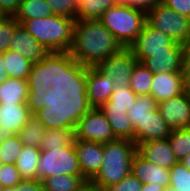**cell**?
Wrapping results in <instances>:
<instances>
[{
  "label": "cell",
  "mask_w": 190,
  "mask_h": 191,
  "mask_svg": "<svg viewBox=\"0 0 190 191\" xmlns=\"http://www.w3.org/2000/svg\"><path fill=\"white\" fill-rule=\"evenodd\" d=\"M32 115L56 118L74 101L76 69L69 52H49L34 62L27 78Z\"/></svg>",
  "instance_id": "obj_1"
},
{
  "label": "cell",
  "mask_w": 190,
  "mask_h": 191,
  "mask_svg": "<svg viewBox=\"0 0 190 191\" xmlns=\"http://www.w3.org/2000/svg\"><path fill=\"white\" fill-rule=\"evenodd\" d=\"M123 47L99 20H76L70 50L76 70L96 67Z\"/></svg>",
  "instance_id": "obj_2"
},
{
  "label": "cell",
  "mask_w": 190,
  "mask_h": 191,
  "mask_svg": "<svg viewBox=\"0 0 190 191\" xmlns=\"http://www.w3.org/2000/svg\"><path fill=\"white\" fill-rule=\"evenodd\" d=\"M137 153L134 141L116 139L103 144V160L99 172L89 182V188L102 191L104 188L119 183L131 173L132 161Z\"/></svg>",
  "instance_id": "obj_3"
},
{
  "label": "cell",
  "mask_w": 190,
  "mask_h": 191,
  "mask_svg": "<svg viewBox=\"0 0 190 191\" xmlns=\"http://www.w3.org/2000/svg\"><path fill=\"white\" fill-rule=\"evenodd\" d=\"M76 20L58 15L24 20L21 26L48 52H68Z\"/></svg>",
  "instance_id": "obj_4"
},
{
  "label": "cell",
  "mask_w": 190,
  "mask_h": 191,
  "mask_svg": "<svg viewBox=\"0 0 190 191\" xmlns=\"http://www.w3.org/2000/svg\"><path fill=\"white\" fill-rule=\"evenodd\" d=\"M115 89L110 76L96 67L76 70L74 102L88 108H100L111 97Z\"/></svg>",
  "instance_id": "obj_5"
},
{
  "label": "cell",
  "mask_w": 190,
  "mask_h": 191,
  "mask_svg": "<svg viewBox=\"0 0 190 191\" xmlns=\"http://www.w3.org/2000/svg\"><path fill=\"white\" fill-rule=\"evenodd\" d=\"M66 112L75 125V139L105 144L116 140L110 123L100 108H88L76 104H68Z\"/></svg>",
  "instance_id": "obj_6"
},
{
  "label": "cell",
  "mask_w": 190,
  "mask_h": 191,
  "mask_svg": "<svg viewBox=\"0 0 190 191\" xmlns=\"http://www.w3.org/2000/svg\"><path fill=\"white\" fill-rule=\"evenodd\" d=\"M99 21L114 35L123 48H128L146 24V13L128 6L107 9Z\"/></svg>",
  "instance_id": "obj_7"
},
{
  "label": "cell",
  "mask_w": 190,
  "mask_h": 191,
  "mask_svg": "<svg viewBox=\"0 0 190 191\" xmlns=\"http://www.w3.org/2000/svg\"><path fill=\"white\" fill-rule=\"evenodd\" d=\"M146 23L176 42L190 44V18L178 14L163 3L146 13Z\"/></svg>",
  "instance_id": "obj_8"
},
{
  "label": "cell",
  "mask_w": 190,
  "mask_h": 191,
  "mask_svg": "<svg viewBox=\"0 0 190 191\" xmlns=\"http://www.w3.org/2000/svg\"><path fill=\"white\" fill-rule=\"evenodd\" d=\"M62 174L82 175L74 143L57 149L41 150L38 162L39 180Z\"/></svg>",
  "instance_id": "obj_9"
},
{
  "label": "cell",
  "mask_w": 190,
  "mask_h": 191,
  "mask_svg": "<svg viewBox=\"0 0 190 191\" xmlns=\"http://www.w3.org/2000/svg\"><path fill=\"white\" fill-rule=\"evenodd\" d=\"M137 62L129 48H122L116 54L101 61L96 68L112 78L115 89L130 88L132 70Z\"/></svg>",
  "instance_id": "obj_10"
},
{
  "label": "cell",
  "mask_w": 190,
  "mask_h": 191,
  "mask_svg": "<svg viewBox=\"0 0 190 191\" xmlns=\"http://www.w3.org/2000/svg\"><path fill=\"white\" fill-rule=\"evenodd\" d=\"M178 44L179 42L146 23L143 30L128 48L137 61L141 62L145 57L150 56V52L172 51Z\"/></svg>",
  "instance_id": "obj_11"
},
{
  "label": "cell",
  "mask_w": 190,
  "mask_h": 191,
  "mask_svg": "<svg viewBox=\"0 0 190 191\" xmlns=\"http://www.w3.org/2000/svg\"><path fill=\"white\" fill-rule=\"evenodd\" d=\"M186 45L179 43L172 51L150 52L140 63L152 73H184Z\"/></svg>",
  "instance_id": "obj_12"
},
{
  "label": "cell",
  "mask_w": 190,
  "mask_h": 191,
  "mask_svg": "<svg viewBox=\"0 0 190 191\" xmlns=\"http://www.w3.org/2000/svg\"><path fill=\"white\" fill-rule=\"evenodd\" d=\"M76 138L73 119L67 112L58 115L47 126L43 139L40 142L41 150L61 148L74 143Z\"/></svg>",
  "instance_id": "obj_13"
},
{
  "label": "cell",
  "mask_w": 190,
  "mask_h": 191,
  "mask_svg": "<svg viewBox=\"0 0 190 191\" xmlns=\"http://www.w3.org/2000/svg\"><path fill=\"white\" fill-rule=\"evenodd\" d=\"M157 109L171 130L190 127V94L187 91L157 103Z\"/></svg>",
  "instance_id": "obj_14"
},
{
  "label": "cell",
  "mask_w": 190,
  "mask_h": 191,
  "mask_svg": "<svg viewBox=\"0 0 190 191\" xmlns=\"http://www.w3.org/2000/svg\"><path fill=\"white\" fill-rule=\"evenodd\" d=\"M74 146L82 176L90 182L101 168L103 144L75 139Z\"/></svg>",
  "instance_id": "obj_15"
},
{
  "label": "cell",
  "mask_w": 190,
  "mask_h": 191,
  "mask_svg": "<svg viewBox=\"0 0 190 191\" xmlns=\"http://www.w3.org/2000/svg\"><path fill=\"white\" fill-rule=\"evenodd\" d=\"M185 91V73H154L150 95L156 103L181 95Z\"/></svg>",
  "instance_id": "obj_16"
},
{
  "label": "cell",
  "mask_w": 190,
  "mask_h": 191,
  "mask_svg": "<svg viewBox=\"0 0 190 191\" xmlns=\"http://www.w3.org/2000/svg\"><path fill=\"white\" fill-rule=\"evenodd\" d=\"M32 116L27 103H0V132L4 136L19 134Z\"/></svg>",
  "instance_id": "obj_17"
},
{
  "label": "cell",
  "mask_w": 190,
  "mask_h": 191,
  "mask_svg": "<svg viewBox=\"0 0 190 191\" xmlns=\"http://www.w3.org/2000/svg\"><path fill=\"white\" fill-rule=\"evenodd\" d=\"M133 128L136 145L152 140L167 139L171 133L170 127L163 120L157 108L143 119L141 127Z\"/></svg>",
  "instance_id": "obj_18"
},
{
  "label": "cell",
  "mask_w": 190,
  "mask_h": 191,
  "mask_svg": "<svg viewBox=\"0 0 190 191\" xmlns=\"http://www.w3.org/2000/svg\"><path fill=\"white\" fill-rule=\"evenodd\" d=\"M131 173L144 183H157L163 188L170 185L169 169L160 167L156 163L150 162L138 152L132 161Z\"/></svg>",
  "instance_id": "obj_19"
},
{
  "label": "cell",
  "mask_w": 190,
  "mask_h": 191,
  "mask_svg": "<svg viewBox=\"0 0 190 191\" xmlns=\"http://www.w3.org/2000/svg\"><path fill=\"white\" fill-rule=\"evenodd\" d=\"M137 152L150 162L170 169L179 162L172 151L168 139L152 140L137 145Z\"/></svg>",
  "instance_id": "obj_20"
},
{
  "label": "cell",
  "mask_w": 190,
  "mask_h": 191,
  "mask_svg": "<svg viewBox=\"0 0 190 191\" xmlns=\"http://www.w3.org/2000/svg\"><path fill=\"white\" fill-rule=\"evenodd\" d=\"M9 49L16 51L33 63L41 60L49 53L21 24L15 29Z\"/></svg>",
  "instance_id": "obj_21"
},
{
  "label": "cell",
  "mask_w": 190,
  "mask_h": 191,
  "mask_svg": "<svg viewBox=\"0 0 190 191\" xmlns=\"http://www.w3.org/2000/svg\"><path fill=\"white\" fill-rule=\"evenodd\" d=\"M53 119L47 116L33 115L18 134L23 145L40 148L46 128Z\"/></svg>",
  "instance_id": "obj_22"
},
{
  "label": "cell",
  "mask_w": 190,
  "mask_h": 191,
  "mask_svg": "<svg viewBox=\"0 0 190 191\" xmlns=\"http://www.w3.org/2000/svg\"><path fill=\"white\" fill-rule=\"evenodd\" d=\"M40 155V148L23 145L15 163L23 180H39L38 162Z\"/></svg>",
  "instance_id": "obj_23"
},
{
  "label": "cell",
  "mask_w": 190,
  "mask_h": 191,
  "mask_svg": "<svg viewBox=\"0 0 190 191\" xmlns=\"http://www.w3.org/2000/svg\"><path fill=\"white\" fill-rule=\"evenodd\" d=\"M44 191H86L89 182L82 175H58L42 180Z\"/></svg>",
  "instance_id": "obj_24"
},
{
  "label": "cell",
  "mask_w": 190,
  "mask_h": 191,
  "mask_svg": "<svg viewBox=\"0 0 190 191\" xmlns=\"http://www.w3.org/2000/svg\"><path fill=\"white\" fill-rule=\"evenodd\" d=\"M28 91L27 80L7 78L0 84V103H26Z\"/></svg>",
  "instance_id": "obj_25"
},
{
  "label": "cell",
  "mask_w": 190,
  "mask_h": 191,
  "mask_svg": "<svg viewBox=\"0 0 190 191\" xmlns=\"http://www.w3.org/2000/svg\"><path fill=\"white\" fill-rule=\"evenodd\" d=\"M101 111L107 117L116 139L134 141V128L124 109H101Z\"/></svg>",
  "instance_id": "obj_26"
},
{
  "label": "cell",
  "mask_w": 190,
  "mask_h": 191,
  "mask_svg": "<svg viewBox=\"0 0 190 191\" xmlns=\"http://www.w3.org/2000/svg\"><path fill=\"white\" fill-rule=\"evenodd\" d=\"M2 55L7 78L27 80L33 62L11 49H8Z\"/></svg>",
  "instance_id": "obj_27"
},
{
  "label": "cell",
  "mask_w": 190,
  "mask_h": 191,
  "mask_svg": "<svg viewBox=\"0 0 190 191\" xmlns=\"http://www.w3.org/2000/svg\"><path fill=\"white\" fill-rule=\"evenodd\" d=\"M51 15H53V12L45 0H21L14 18L21 24L24 20L39 19Z\"/></svg>",
  "instance_id": "obj_28"
},
{
  "label": "cell",
  "mask_w": 190,
  "mask_h": 191,
  "mask_svg": "<svg viewBox=\"0 0 190 191\" xmlns=\"http://www.w3.org/2000/svg\"><path fill=\"white\" fill-rule=\"evenodd\" d=\"M77 20H99L102 14L112 6L114 0H78Z\"/></svg>",
  "instance_id": "obj_29"
},
{
  "label": "cell",
  "mask_w": 190,
  "mask_h": 191,
  "mask_svg": "<svg viewBox=\"0 0 190 191\" xmlns=\"http://www.w3.org/2000/svg\"><path fill=\"white\" fill-rule=\"evenodd\" d=\"M154 73L137 62L130 78V89L137 95H150Z\"/></svg>",
  "instance_id": "obj_30"
},
{
  "label": "cell",
  "mask_w": 190,
  "mask_h": 191,
  "mask_svg": "<svg viewBox=\"0 0 190 191\" xmlns=\"http://www.w3.org/2000/svg\"><path fill=\"white\" fill-rule=\"evenodd\" d=\"M157 108V103L151 95H140L133 106L127 111L132 127H141L143 119Z\"/></svg>",
  "instance_id": "obj_31"
},
{
  "label": "cell",
  "mask_w": 190,
  "mask_h": 191,
  "mask_svg": "<svg viewBox=\"0 0 190 191\" xmlns=\"http://www.w3.org/2000/svg\"><path fill=\"white\" fill-rule=\"evenodd\" d=\"M22 148L23 143L18 134L3 136L0 141L1 164H15Z\"/></svg>",
  "instance_id": "obj_32"
},
{
  "label": "cell",
  "mask_w": 190,
  "mask_h": 191,
  "mask_svg": "<svg viewBox=\"0 0 190 191\" xmlns=\"http://www.w3.org/2000/svg\"><path fill=\"white\" fill-rule=\"evenodd\" d=\"M167 139L178 161L190 153V127L171 130Z\"/></svg>",
  "instance_id": "obj_33"
},
{
  "label": "cell",
  "mask_w": 190,
  "mask_h": 191,
  "mask_svg": "<svg viewBox=\"0 0 190 191\" xmlns=\"http://www.w3.org/2000/svg\"><path fill=\"white\" fill-rule=\"evenodd\" d=\"M137 97L130 88L114 89L110 99L100 109H124L127 112Z\"/></svg>",
  "instance_id": "obj_34"
},
{
  "label": "cell",
  "mask_w": 190,
  "mask_h": 191,
  "mask_svg": "<svg viewBox=\"0 0 190 191\" xmlns=\"http://www.w3.org/2000/svg\"><path fill=\"white\" fill-rule=\"evenodd\" d=\"M170 186L176 191H190V171L179 161L170 169Z\"/></svg>",
  "instance_id": "obj_35"
},
{
  "label": "cell",
  "mask_w": 190,
  "mask_h": 191,
  "mask_svg": "<svg viewBox=\"0 0 190 191\" xmlns=\"http://www.w3.org/2000/svg\"><path fill=\"white\" fill-rule=\"evenodd\" d=\"M19 25L20 23L14 16H7L0 20V53H4L10 48L12 36Z\"/></svg>",
  "instance_id": "obj_36"
},
{
  "label": "cell",
  "mask_w": 190,
  "mask_h": 191,
  "mask_svg": "<svg viewBox=\"0 0 190 191\" xmlns=\"http://www.w3.org/2000/svg\"><path fill=\"white\" fill-rule=\"evenodd\" d=\"M51 7L54 15L63 16L77 20V0H45Z\"/></svg>",
  "instance_id": "obj_37"
},
{
  "label": "cell",
  "mask_w": 190,
  "mask_h": 191,
  "mask_svg": "<svg viewBox=\"0 0 190 191\" xmlns=\"http://www.w3.org/2000/svg\"><path fill=\"white\" fill-rule=\"evenodd\" d=\"M22 180L15 164H2L0 166V184L3 189L15 187Z\"/></svg>",
  "instance_id": "obj_38"
},
{
  "label": "cell",
  "mask_w": 190,
  "mask_h": 191,
  "mask_svg": "<svg viewBox=\"0 0 190 191\" xmlns=\"http://www.w3.org/2000/svg\"><path fill=\"white\" fill-rule=\"evenodd\" d=\"M142 184L138 178L130 173L119 183L110 185L102 191H141Z\"/></svg>",
  "instance_id": "obj_39"
},
{
  "label": "cell",
  "mask_w": 190,
  "mask_h": 191,
  "mask_svg": "<svg viewBox=\"0 0 190 191\" xmlns=\"http://www.w3.org/2000/svg\"><path fill=\"white\" fill-rule=\"evenodd\" d=\"M116 5L128 6L144 11L145 13L152 10L161 0H114Z\"/></svg>",
  "instance_id": "obj_40"
},
{
  "label": "cell",
  "mask_w": 190,
  "mask_h": 191,
  "mask_svg": "<svg viewBox=\"0 0 190 191\" xmlns=\"http://www.w3.org/2000/svg\"><path fill=\"white\" fill-rule=\"evenodd\" d=\"M161 3L178 14L190 18V0H161Z\"/></svg>",
  "instance_id": "obj_41"
},
{
  "label": "cell",
  "mask_w": 190,
  "mask_h": 191,
  "mask_svg": "<svg viewBox=\"0 0 190 191\" xmlns=\"http://www.w3.org/2000/svg\"><path fill=\"white\" fill-rule=\"evenodd\" d=\"M2 191H44V189L40 180H22L19 185L4 188Z\"/></svg>",
  "instance_id": "obj_42"
},
{
  "label": "cell",
  "mask_w": 190,
  "mask_h": 191,
  "mask_svg": "<svg viewBox=\"0 0 190 191\" xmlns=\"http://www.w3.org/2000/svg\"><path fill=\"white\" fill-rule=\"evenodd\" d=\"M21 0H0V6L8 16H14L20 7Z\"/></svg>",
  "instance_id": "obj_43"
},
{
  "label": "cell",
  "mask_w": 190,
  "mask_h": 191,
  "mask_svg": "<svg viewBox=\"0 0 190 191\" xmlns=\"http://www.w3.org/2000/svg\"><path fill=\"white\" fill-rule=\"evenodd\" d=\"M141 191H163V187L157 183L142 184Z\"/></svg>",
  "instance_id": "obj_44"
},
{
  "label": "cell",
  "mask_w": 190,
  "mask_h": 191,
  "mask_svg": "<svg viewBox=\"0 0 190 191\" xmlns=\"http://www.w3.org/2000/svg\"><path fill=\"white\" fill-rule=\"evenodd\" d=\"M4 59L2 53H0V84L7 79L6 70L4 68Z\"/></svg>",
  "instance_id": "obj_45"
},
{
  "label": "cell",
  "mask_w": 190,
  "mask_h": 191,
  "mask_svg": "<svg viewBox=\"0 0 190 191\" xmlns=\"http://www.w3.org/2000/svg\"><path fill=\"white\" fill-rule=\"evenodd\" d=\"M185 89L190 94V70H185Z\"/></svg>",
  "instance_id": "obj_46"
},
{
  "label": "cell",
  "mask_w": 190,
  "mask_h": 191,
  "mask_svg": "<svg viewBox=\"0 0 190 191\" xmlns=\"http://www.w3.org/2000/svg\"><path fill=\"white\" fill-rule=\"evenodd\" d=\"M185 70H190V44L186 45Z\"/></svg>",
  "instance_id": "obj_47"
},
{
  "label": "cell",
  "mask_w": 190,
  "mask_h": 191,
  "mask_svg": "<svg viewBox=\"0 0 190 191\" xmlns=\"http://www.w3.org/2000/svg\"><path fill=\"white\" fill-rule=\"evenodd\" d=\"M180 162L190 171V153L182 158Z\"/></svg>",
  "instance_id": "obj_48"
},
{
  "label": "cell",
  "mask_w": 190,
  "mask_h": 191,
  "mask_svg": "<svg viewBox=\"0 0 190 191\" xmlns=\"http://www.w3.org/2000/svg\"><path fill=\"white\" fill-rule=\"evenodd\" d=\"M8 15L3 11V9L0 6V20L6 18Z\"/></svg>",
  "instance_id": "obj_49"
},
{
  "label": "cell",
  "mask_w": 190,
  "mask_h": 191,
  "mask_svg": "<svg viewBox=\"0 0 190 191\" xmlns=\"http://www.w3.org/2000/svg\"><path fill=\"white\" fill-rule=\"evenodd\" d=\"M163 191H176V190L169 185V186L163 188Z\"/></svg>",
  "instance_id": "obj_50"
},
{
  "label": "cell",
  "mask_w": 190,
  "mask_h": 191,
  "mask_svg": "<svg viewBox=\"0 0 190 191\" xmlns=\"http://www.w3.org/2000/svg\"><path fill=\"white\" fill-rule=\"evenodd\" d=\"M3 136L4 135L0 132V141L2 140Z\"/></svg>",
  "instance_id": "obj_51"
},
{
  "label": "cell",
  "mask_w": 190,
  "mask_h": 191,
  "mask_svg": "<svg viewBox=\"0 0 190 191\" xmlns=\"http://www.w3.org/2000/svg\"><path fill=\"white\" fill-rule=\"evenodd\" d=\"M86 191H94V190H92L91 188H88Z\"/></svg>",
  "instance_id": "obj_52"
}]
</instances>
